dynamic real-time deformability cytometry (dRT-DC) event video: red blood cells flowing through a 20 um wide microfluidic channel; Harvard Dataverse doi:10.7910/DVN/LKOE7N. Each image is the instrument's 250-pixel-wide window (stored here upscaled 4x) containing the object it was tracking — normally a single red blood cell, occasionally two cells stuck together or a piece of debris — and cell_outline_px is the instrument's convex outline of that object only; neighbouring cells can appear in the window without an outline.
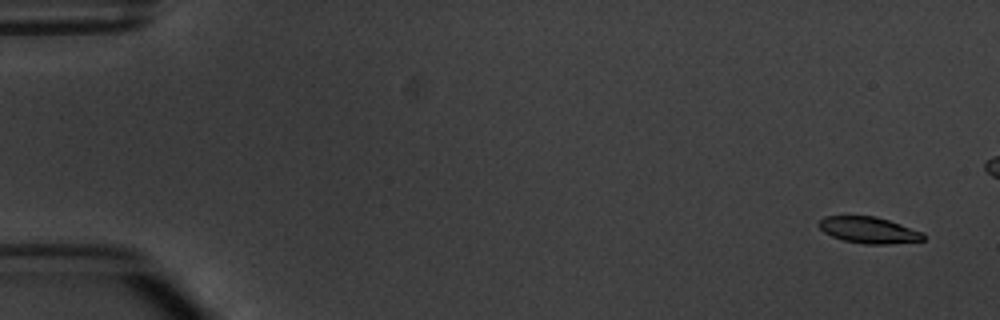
{"species": "common noctule bat (a hibernating species)", "species_latin": "Nyctalus noctula", "temperature_condition": "warm", "stored_images_in_passage": 6, "camera_frame_rate_fps": 3000, "um_per_image_px": 0.085, "animal": {"sex": "male", "body_mass_g": 20.1, "forearm_length_mm": 53.5}, "frame": {"image": 1, "passage_image": 1, "time_ms": 0.0, "image_size_px": [1000, 320], "cell_outline_px": [[924, 240], [888, 244], [864, 244], [844, 240], [832, 236], [824, 232], [816, 224], [824, 216], [876, 216], [924, 232]], "centroid_in_image_um": [73.83, 19.55], "position_along_channel_um": 11.2, "area_um2": 16.01}}
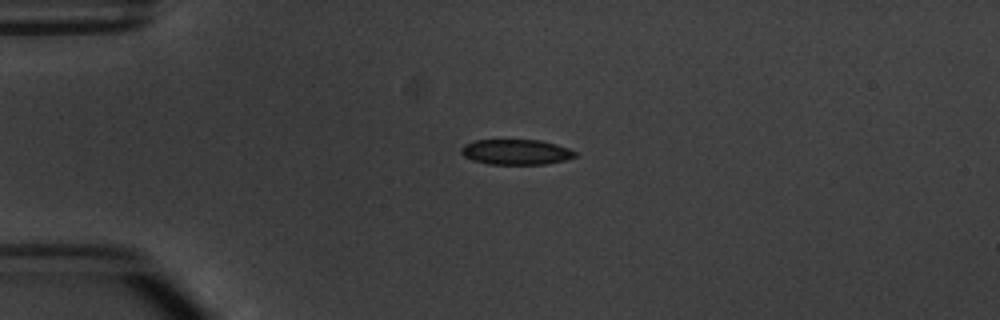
{"frame": {"image": 2, "passage_image": 6, "time_ms": 6.0, "image_size_px": [1000, 320], "cell_outline_px": [[576, 156], [564, 160], [548, 164], [488, 164], [472, 160], [464, 156], [460, 152], [460, 148], [464, 144], [476, 140], [540, 140], [556, 144], [568, 148], [576, 152]], "centroid_in_image_um": [43.84, 12.92], "position_along_channel_um": 41.2, "area_um2": 16.82}}